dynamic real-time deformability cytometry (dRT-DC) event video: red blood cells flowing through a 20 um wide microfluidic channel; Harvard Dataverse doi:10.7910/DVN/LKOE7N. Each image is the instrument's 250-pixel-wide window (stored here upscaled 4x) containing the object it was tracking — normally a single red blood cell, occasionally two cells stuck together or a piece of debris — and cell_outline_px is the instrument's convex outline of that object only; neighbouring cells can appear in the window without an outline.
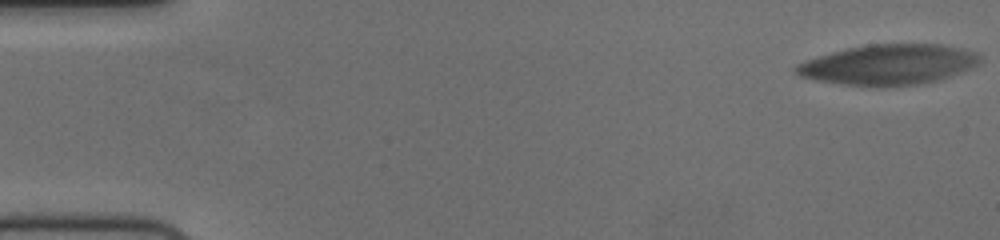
{"species": "human", "species_latin": "Homo sapiens", "temperature_condition": "cold", "stored_images_in_passage": 63, "camera_frame_rate_fps": 3000, "um_per_image_px": 0.085, "donor": {"sex": "female"}, "frame": {"image": 1, "passage_image": 1, "time_ms": 0.0, "image_size_px": [1000, 240], "cell_outline_px": [[984, 60], [980, 64], [964, 72], [940, 80], [920, 84], [880, 88], [876, 88], [840, 84], [816, 80], [800, 76], [792, 68], [808, 60], [832, 52], [848, 48], [872, 44], [936, 44], [960, 48], [976, 52]], "centroid_in_image_um": [75.6, 5.52], "position_along_channel_um": 9.4, "area_um2": 43.64}}
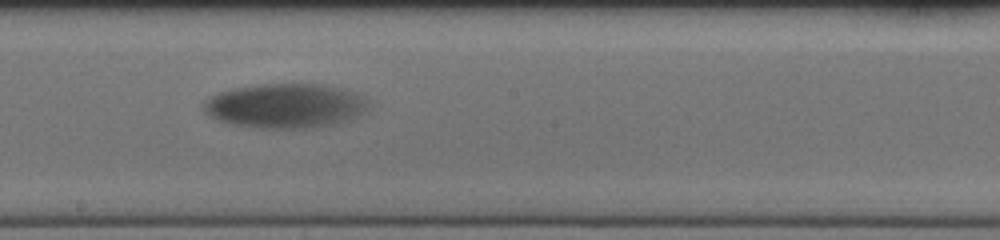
{"frame": {"image": 2, "passage_image": 36, "time_ms": 11.667, "image_size_px": [1000, 240], "cell_outline_px": [[368, 108], [356, 116], [348, 120], [316, 128], [260, 128], [232, 124], [220, 120], [204, 112], [204, 100], [220, 92], [236, 88], [264, 84], [324, 84], [340, 88], [368, 100]], "centroid_in_image_um": [24.25, 9.0], "position_along_channel_um": 224.0, "area_um2": 42.19}}
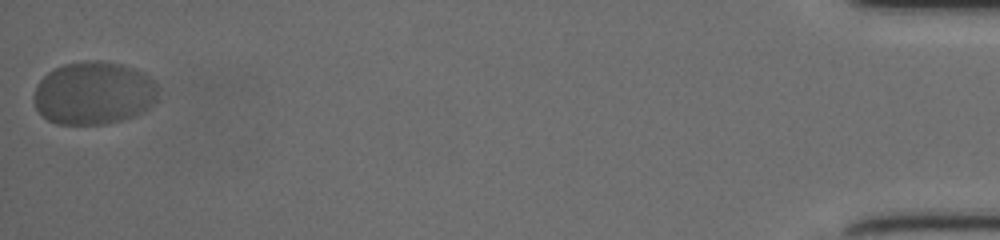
{"frame": {"image": 3, "passage_image": 63, "time_ms": 20.667, "image_size_px": [1000, 240], "cell_outline_px": [[156, 100], [152, 104], [140, 112], [132, 116], [120, 120], [104, 124], [56, 124], [48, 120], [36, 108], [32, 100], [32, 96], [36, 84], [48, 72], [64, 64], [84, 60], [96, 60], [120, 64], [144, 72], [156, 84]], "centroid_in_image_um": [7.91, 7.91], "position_along_channel_um": 427.3, "area_um2": 45.49}, "authors_computed_cell_mechanics": {"area_um2": 42.483, "velocity_mm_per_s": 3.3189, "shape_relaxation_time_tau1_ms": 9.843, "shape_relaxation_time_tau2_ms": null, "deformation_change_tau1": 0.3371, "deformation_change_tau2": null}}